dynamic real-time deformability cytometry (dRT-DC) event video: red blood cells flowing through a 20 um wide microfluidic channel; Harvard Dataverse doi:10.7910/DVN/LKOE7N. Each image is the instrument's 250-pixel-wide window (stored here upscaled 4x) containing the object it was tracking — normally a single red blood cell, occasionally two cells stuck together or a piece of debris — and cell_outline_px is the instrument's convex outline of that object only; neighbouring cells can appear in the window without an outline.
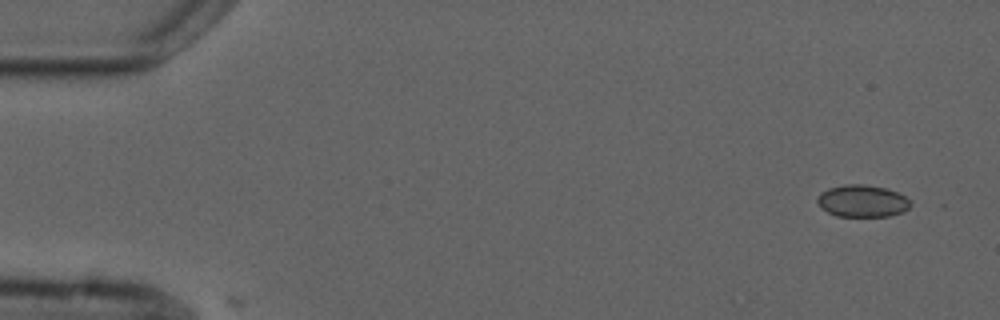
{"species": "common noctule bat (a hibernating species)", "species_latin": "Nyctalus noctula", "temperature_condition": "cold", "stored_images_in_passage": 7, "camera_frame_rate_fps": 3000, "um_per_image_px": 0.085, "animal": {"sex": "male", "forearm_length_mm": 52.5}, "frame": {"image": 1, "passage_image": 1, "time_ms": 0.0, "image_size_px": [1000, 320], "cell_outline_px": [[912, 204], [904, 212], [888, 216], [836, 216], [820, 208], [816, 200], [816, 196], [820, 192], [828, 188], [844, 184], [864, 184], [888, 188], [904, 196]], "centroid_in_image_um": [73.26, 17.08], "position_along_channel_um": 11.7, "area_um2": 17.63}}
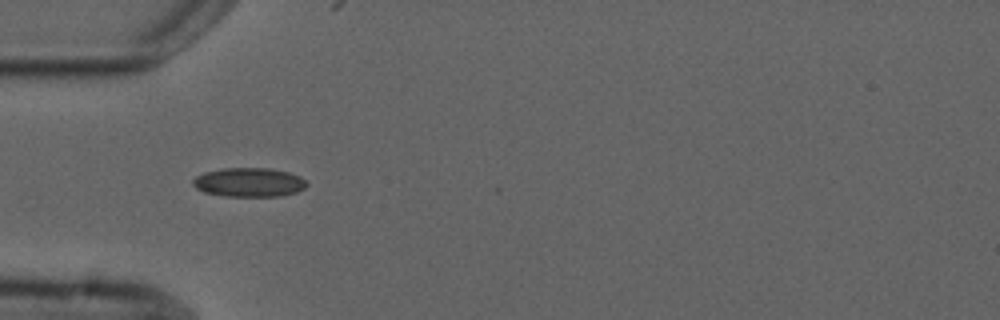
{"frame": {"image": 2, "passage_image": 5, "time_ms": 4.667, "image_size_px": [1000, 320], "cell_outline_px": [[308, 184], [304, 188], [296, 192], [280, 196], [224, 196], [204, 192], [196, 188], [192, 184], [192, 180], [196, 176], [204, 172], [224, 168], [268, 168], [288, 172], [300, 176]], "centroid_in_image_um": [21.15, 15.49], "position_along_channel_um": 63.9, "area_um2": 19.25}}
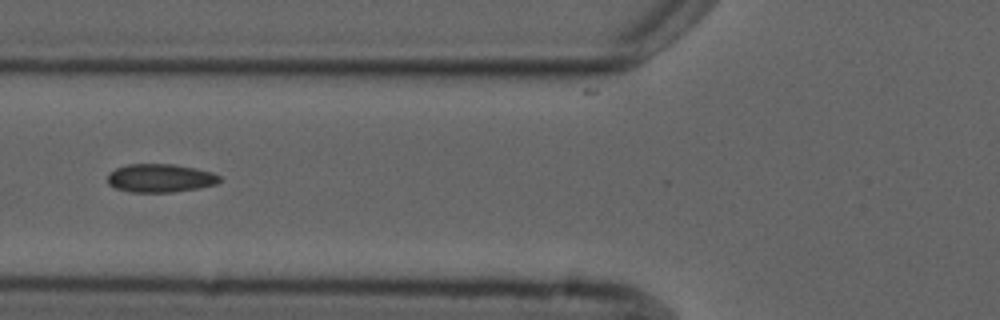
{"frame": {"image": 3, "passage_image": 6, "time_ms": 6.0, "image_size_px": [1000, 320], "cell_outline_px": [[220, 180], [216, 184], [200, 188], [172, 192], [132, 192], [116, 188], [108, 184], [108, 172], [116, 168], [128, 164], [172, 164], [196, 168], [212, 172], [220, 176]], "centroid_in_image_um": [13.62, 15.14], "position_along_channel_um": 112.2, "area_um2": 18.55}}